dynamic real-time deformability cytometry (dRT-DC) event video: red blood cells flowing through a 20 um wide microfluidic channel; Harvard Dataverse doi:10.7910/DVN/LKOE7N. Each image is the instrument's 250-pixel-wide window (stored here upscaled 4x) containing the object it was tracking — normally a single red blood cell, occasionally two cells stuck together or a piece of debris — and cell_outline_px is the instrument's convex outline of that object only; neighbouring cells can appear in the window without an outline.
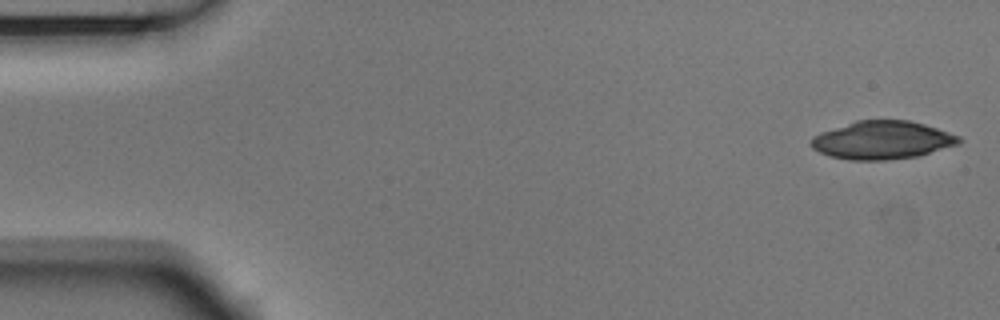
{"species": "Egyptian fruit bat (a non-hibernating species)", "species_latin": "Rousettus aegyptiacus", "temperature_condition": "room temperature", "stored_images_in_passage": 6, "camera_frame_rate_fps": 3000, "um_per_image_px": 0.085, "animal": {"sex": "male"}, "frame": {"image": 1, "passage_image": 1, "time_ms": 0.0, "image_size_px": [1000, 320], "cell_outline_px": [[964, 140], [960, 144], [920, 156], [884, 160], [852, 160], [832, 156], [820, 152], [812, 148], [812, 136], [820, 132], [856, 120], [908, 120], [924, 124], [960, 136]], "centroid_in_image_um": [75.04, 11.91], "position_along_channel_um": 10.0, "area_um2": 32.89}}